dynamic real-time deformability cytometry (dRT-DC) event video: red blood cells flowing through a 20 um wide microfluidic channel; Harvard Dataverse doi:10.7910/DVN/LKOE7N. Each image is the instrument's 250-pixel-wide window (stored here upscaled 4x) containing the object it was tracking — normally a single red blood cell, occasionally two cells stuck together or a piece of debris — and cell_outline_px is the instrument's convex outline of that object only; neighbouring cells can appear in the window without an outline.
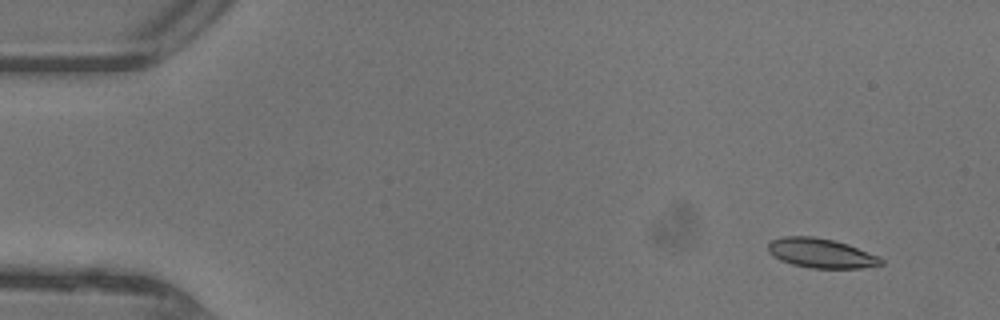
{"species": "common noctule bat (a hibernating species)", "species_latin": "Nyctalus noctula", "temperature_condition": "warm", "stored_images_in_passage": 48, "camera_frame_rate_fps": 3000, "um_per_image_px": 0.085, "animal": {"sex": "female"}, "frame": {"image": 1, "passage_image": 4, "time_ms": 1.0, "image_size_px": [1000, 320], "cell_outline_px": [[884, 264], [860, 268], [812, 268], [792, 264], [780, 260], [768, 252], [768, 244], [772, 240], [784, 236], [812, 236], [832, 240], [848, 244], [880, 256], [884, 260]], "centroid_in_image_um": [69.81, 21.52], "position_along_channel_um": 15.2, "area_um2": 19.42}}
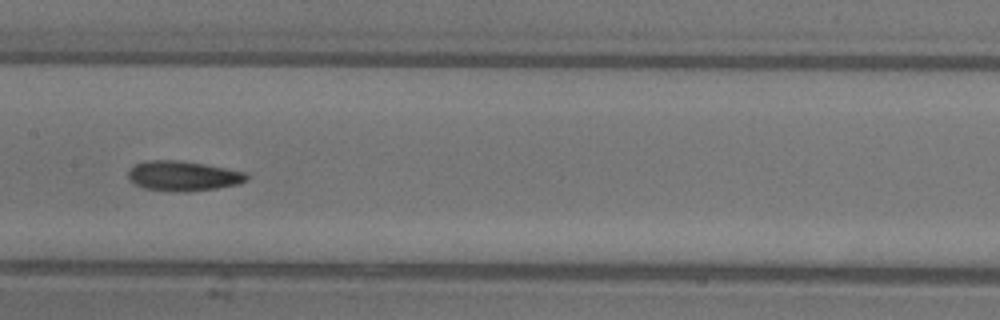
{"frame": {"image": 2, "passage_image": 24, "time_ms": 7.667, "image_size_px": [1000, 320], "cell_outline_px": [[248, 180], [236, 184], [216, 188], [188, 192], [184, 192], [144, 188], [128, 180], [128, 172], [132, 164], [144, 160], [180, 160], [228, 168], [244, 172], [248, 176]], "centroid_in_image_um": [15.52, 14.94], "position_along_channel_um": 191.9, "area_um2": 20.75}}
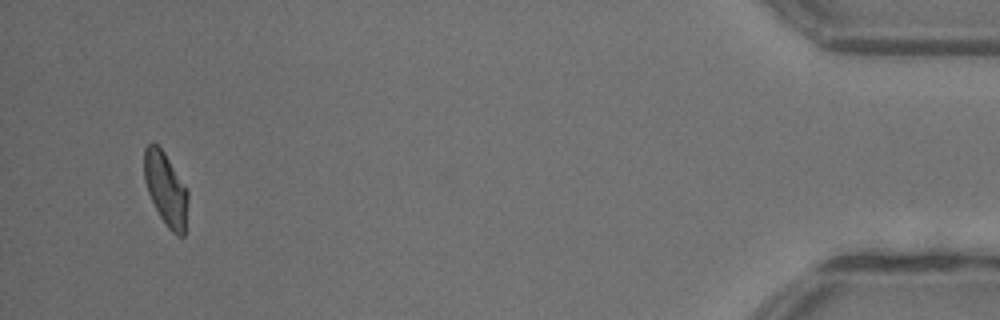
{"frame": {"image": 3, "passage_image": 45, "time_ms": 14.667, "image_size_px": [1000, 320], "cell_outline_px": [[188, 200], [184, 236], [176, 236], [168, 228], [160, 216], [148, 192], [144, 180], [144, 148], [148, 144], [156, 144], [164, 152], [188, 188]], "centroid_in_image_um": [14.11, 16.07], "position_along_channel_um": 421.1, "area_um2": 18.67}, "authors_computed_cell_mechanics": {"area_um2": 19.6809, "velocity_mm_per_s": 4.4416, "shape_relaxation_time_tau1_ms": 8.3026, "shape_relaxation_time_tau2_ms": 5.9008, "deformation_change_tau1": 0.2103, "deformation_change_tau2": 0.1398}}